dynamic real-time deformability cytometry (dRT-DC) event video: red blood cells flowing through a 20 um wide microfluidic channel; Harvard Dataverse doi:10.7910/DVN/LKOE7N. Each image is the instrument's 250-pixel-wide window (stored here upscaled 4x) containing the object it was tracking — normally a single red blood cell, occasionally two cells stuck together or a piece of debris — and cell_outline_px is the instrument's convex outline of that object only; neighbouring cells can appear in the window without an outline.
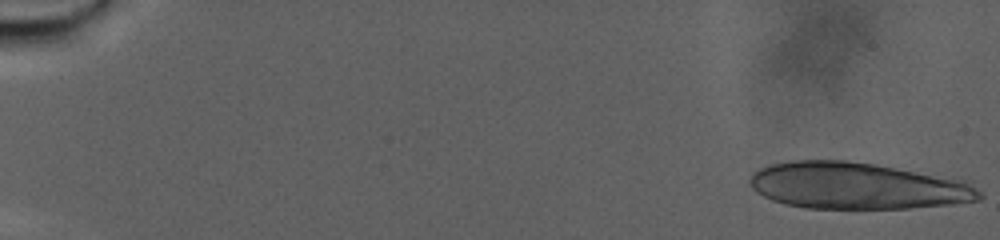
{"species": "human", "species_latin": "Homo sapiens", "temperature_condition": "warm", "stored_images_in_passage": 30, "camera_frame_rate_fps": 3000, "um_per_image_px": 0.085, "donor": {"sex": "male"}, "frame": {"image": 1, "passage_image": 1, "time_ms": 0.0, "image_size_px": [1000, 240], "cell_outline_px": [[984, 196], [980, 200], [952, 204], [908, 208], [804, 208], [784, 204], [772, 200], [756, 192], [748, 184], [748, 180], [760, 168], [772, 164], [792, 160], [848, 160], [876, 164], [964, 180], [980, 192]], "centroid_in_image_um": [72.84, 15.79], "position_along_channel_um": 12.2, "area_um2": 62.31}}